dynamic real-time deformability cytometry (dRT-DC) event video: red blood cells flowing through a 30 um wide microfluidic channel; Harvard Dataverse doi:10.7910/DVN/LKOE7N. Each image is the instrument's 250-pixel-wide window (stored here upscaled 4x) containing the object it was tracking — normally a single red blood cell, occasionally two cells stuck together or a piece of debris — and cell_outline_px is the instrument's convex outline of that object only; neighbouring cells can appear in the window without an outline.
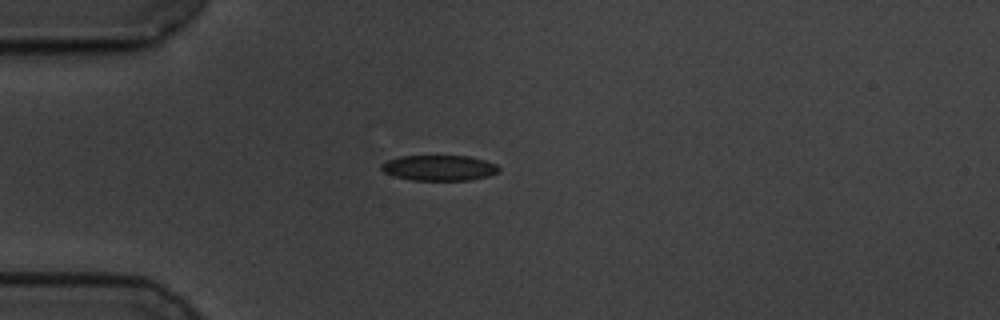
{"species": "common noctule bat (a hibernating species)", "species_latin": "Nyctalus noctula", "temperature_condition": "cold", "stored_images_in_passage": 34, "camera_frame_rate_fps": 3000, "um_per_image_px": 0.085, "animal": {"sex": "male", "body_mass_g": 19.5, "forearm_length_mm": 54.6}, "frame": {"image": 1, "passage_image": 1, "time_ms": 0.0, "image_size_px": [1000, 320], "cell_outline_px": [[500, 168], [496, 172], [488, 176], [468, 180], [412, 180], [392, 176], [384, 172], [380, 168], [380, 164], [388, 160], [400, 156], [468, 156], [484, 160], [496, 164]], "centroid_in_image_um": [37.28, 14.27], "position_along_channel_um": 47.7, "area_um2": 17.4}}
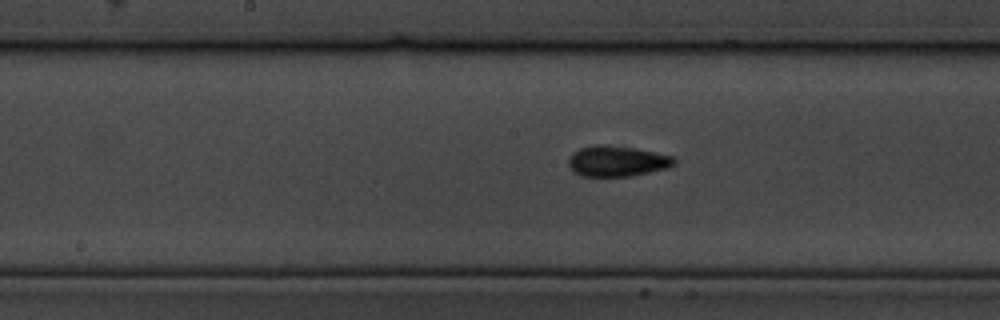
{"frame": {"image": 2, "passage_image": 15, "time_ms": 4.667, "image_size_px": [1000, 320], "cell_outline_px": [[676, 164], [668, 168], [632, 176], [580, 176], [572, 172], [568, 164], [568, 160], [572, 152], [580, 148], [592, 144], [608, 144], [636, 148], [672, 156], [676, 160]], "centroid_in_image_um": [52.42, 13.69], "position_along_channel_um": 195.8, "area_um2": 19.25}}
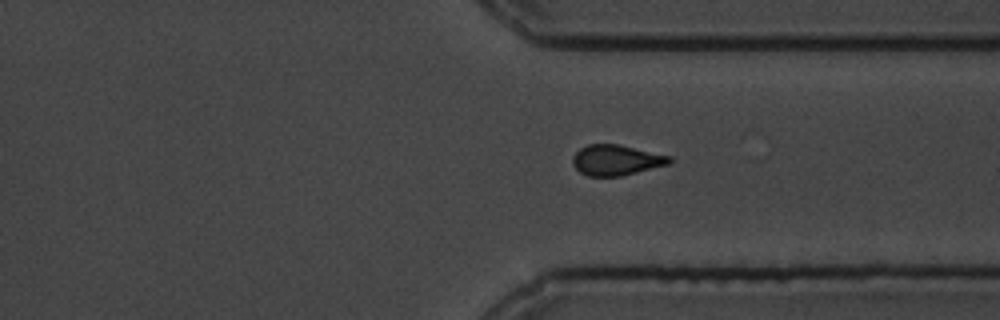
{"frame": {"image": 3, "passage_image": 29, "time_ms": 9.333, "image_size_px": [1000, 320], "cell_outline_px": [[672, 160], [668, 164], [620, 176], [588, 176], [580, 172], [572, 164], [572, 156], [580, 148], [588, 144], [620, 144], [672, 156]], "centroid_in_image_um": [52.36, 13.59], "position_along_channel_um": 359.0, "area_um2": 17.22}, "authors_computed_cell_mechanics": {"area_um2": 17.7735, "velocity_mm_per_s": 3.5086, "shape_relaxation_time_tau1_ms": 3.4958, "shape_relaxation_time_tau2_ms": 2.7471, "deformation_change_tau1": 0.1176, "deformation_change_tau2": 0.0928}}